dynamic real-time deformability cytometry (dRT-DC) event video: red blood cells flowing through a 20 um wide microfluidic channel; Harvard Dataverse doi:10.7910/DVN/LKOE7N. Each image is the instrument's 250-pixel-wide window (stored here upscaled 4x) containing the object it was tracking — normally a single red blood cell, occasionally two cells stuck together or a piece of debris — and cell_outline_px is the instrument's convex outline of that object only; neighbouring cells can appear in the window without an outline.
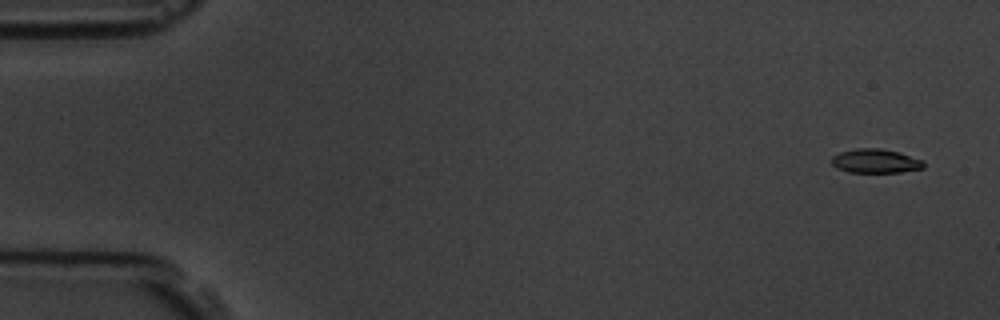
{"species": "common noctule bat (a hibernating species)", "species_latin": "Nyctalus noctula", "temperature_condition": "room temperature", "stored_images_in_passage": 57, "camera_frame_rate_fps": 3000, "um_per_image_px": 0.085, "animal": {"sex": "male", "body_mass_g": 19.5, "forearm_length_mm": 54.6}, "frame": {"image": 1, "passage_image": 3, "time_ms": 0.667, "image_size_px": [1000, 320], "cell_outline_px": [[924, 168], [900, 172], [848, 172], [836, 168], [832, 164], [832, 156], [840, 152], [856, 148], [880, 148], [900, 152], [924, 160]], "centroid_in_image_um": [74.43, 13.68], "position_along_channel_um": 10.6, "area_um2": 13.01}}
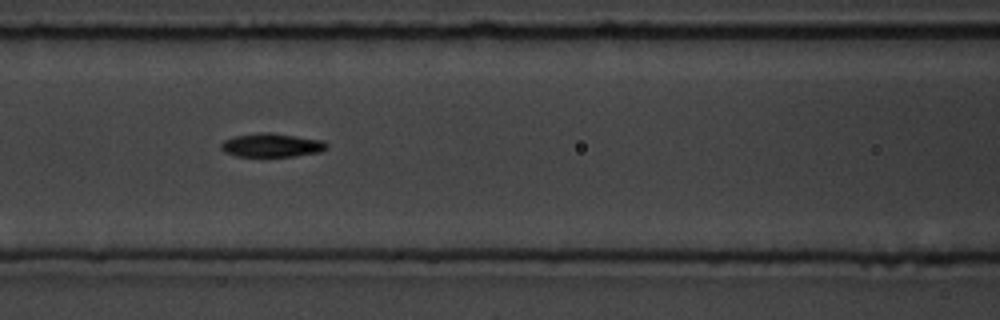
{"frame": {"image": 2, "passage_image": 25, "time_ms": 8.0, "image_size_px": [1000, 320], "cell_outline_px": [[328, 148], [320, 152], [296, 156], [236, 156], [224, 152], [220, 148], [220, 144], [224, 140], [236, 136], [264, 132], [272, 132], [324, 140], [328, 144]], "centroid_in_image_um": [23.13, 12.34], "position_along_channel_um": 143.5, "area_um2": 14.68}}
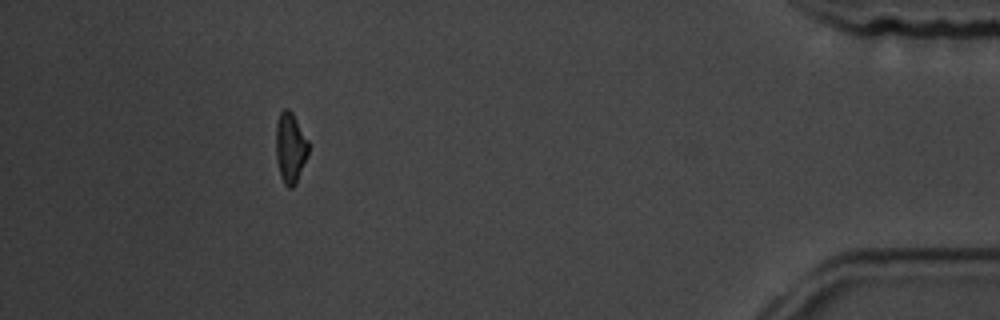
{"frame": {"image": 3, "passage_image": 52, "time_ms": 17.0, "image_size_px": [1000, 320], "cell_outline_px": [[308, 156], [296, 184], [292, 188], [288, 188], [284, 184], [280, 176], [276, 160], [276, 124], [280, 112], [284, 108], [288, 108], [292, 112], [308, 140]], "centroid_in_image_um": [24.67, 12.58], "position_along_channel_um": 410.5, "area_um2": 13.53}, "authors_computed_cell_mechanics": {"area_um2": 13.9298, "velocity_mm_per_s": 3.6197, "shape_relaxation_time_tau1_ms": 2.8216, "shape_relaxation_time_tau2_ms": 8.4778, "deformation_change_tau1": 0.1397, "deformation_change_tau2": 0.1389}}